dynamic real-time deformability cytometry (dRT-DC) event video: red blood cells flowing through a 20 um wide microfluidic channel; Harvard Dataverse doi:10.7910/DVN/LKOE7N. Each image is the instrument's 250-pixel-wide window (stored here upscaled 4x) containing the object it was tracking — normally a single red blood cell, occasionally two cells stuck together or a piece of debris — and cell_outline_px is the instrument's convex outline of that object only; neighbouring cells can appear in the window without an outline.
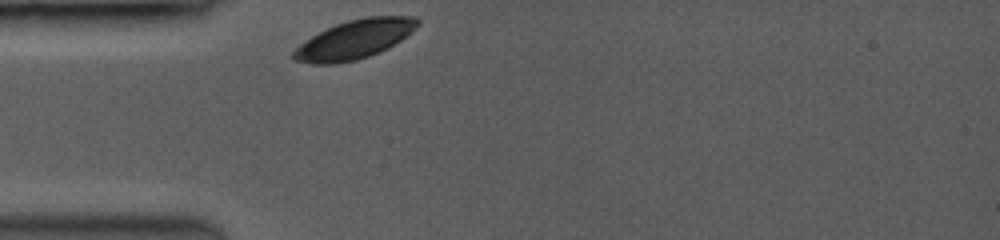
{"species": "common noctule bat (a hibernating species)", "species_latin": "Nyctalus noctula", "temperature_condition": "room temperature", "stored_images_in_passage": 10, "camera_frame_rate_fps": 3500, "um_per_image_px": 0.085, "animal": {"sex": "female", "body_mass_g": 19.0, "forearm_length_mm": 53.3}, "frame": {"image": 1, "passage_image": 1, "time_ms": 0.0, "image_size_px": [1000, 240], "cell_outline_px": [[420, 24], [416, 28], [400, 40], [368, 56], [356, 60], [332, 64], [312, 64], [296, 60], [292, 56], [292, 52], [304, 40], [336, 24], [348, 20], [368, 16], [416, 16], [420, 20]], "centroid_in_image_um": [30.13, 3.33], "position_along_channel_um": 54.9, "area_um2": 27.69}}
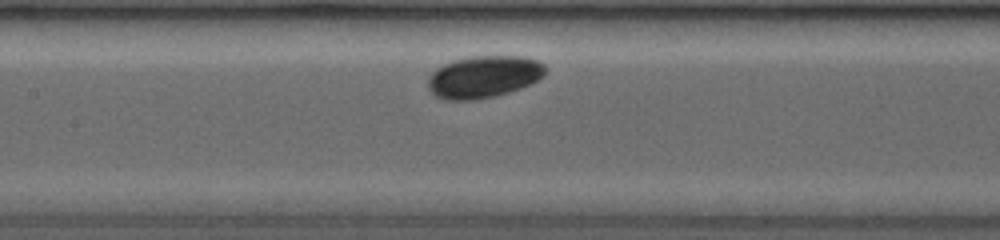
{"frame": {"image": 2, "passage_image": 6, "time_ms": 3.143, "image_size_px": [1000, 240], "cell_outline_px": [[548, 68], [544, 76], [520, 88], [508, 92], [492, 96], [468, 100], [452, 100], [436, 96], [428, 88], [428, 76], [436, 68], [452, 60], [468, 56], [524, 56], [536, 60], [544, 64]], "centroid_in_image_um": [41.11, 6.5], "position_along_channel_um": 166.3, "area_um2": 28.73}}
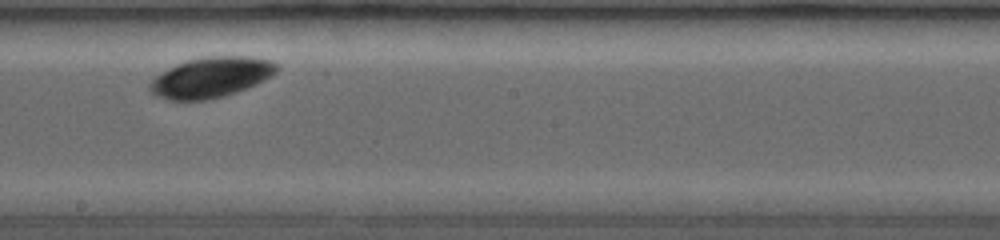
{"frame": {"image": 3, "passage_image": 9, "time_ms": 4.857, "image_size_px": [1000, 240], "cell_outline_px": [[280, 68], [272, 76], [256, 84], [236, 92], [204, 100], [172, 100], [160, 96], [152, 92], [148, 88], [148, 84], [160, 72], [176, 64], [188, 60], [204, 56], [248, 56], [272, 60], [280, 64]], "centroid_in_image_um": [17.98, 6.55], "position_along_channel_um": 230.2, "area_um2": 29.82}}